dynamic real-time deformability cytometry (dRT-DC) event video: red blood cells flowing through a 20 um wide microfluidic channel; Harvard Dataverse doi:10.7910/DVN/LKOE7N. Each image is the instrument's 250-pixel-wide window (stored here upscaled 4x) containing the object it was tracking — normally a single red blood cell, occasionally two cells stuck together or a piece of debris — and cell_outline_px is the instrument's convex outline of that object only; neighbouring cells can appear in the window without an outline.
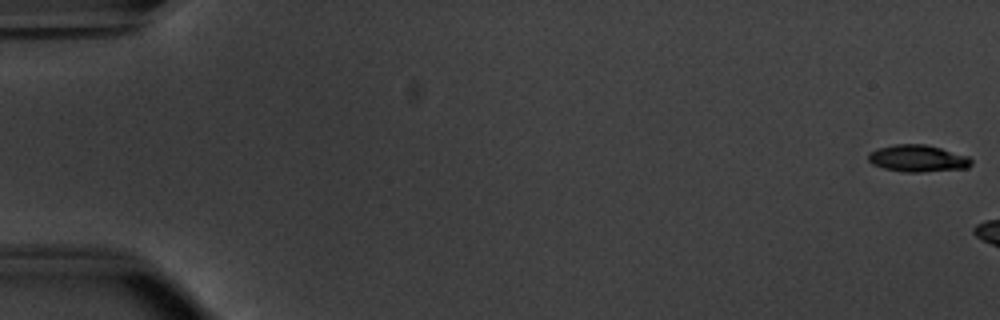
{"species": "common noctule bat (a hibernating species)", "species_latin": "Nyctalus noctula", "temperature_condition": "warm", "stored_images_in_passage": 6, "camera_frame_rate_fps": 3000, "um_per_image_px": 0.085, "animal": {"sex": "male", "body_mass_g": 20.1, "forearm_length_mm": 53.5}, "frame": {"image": 1, "passage_image": 1, "time_ms": 0.0, "image_size_px": [1000, 320], "cell_outline_px": [[972, 164], [968, 168], [920, 172], [904, 172], [884, 168], [872, 164], [868, 160], [868, 152], [876, 148], [896, 144], [924, 144], [940, 148], [968, 156], [972, 160]], "centroid_in_image_um": [77.99, 13.46], "position_along_channel_um": 7.0, "area_um2": 16.18}}